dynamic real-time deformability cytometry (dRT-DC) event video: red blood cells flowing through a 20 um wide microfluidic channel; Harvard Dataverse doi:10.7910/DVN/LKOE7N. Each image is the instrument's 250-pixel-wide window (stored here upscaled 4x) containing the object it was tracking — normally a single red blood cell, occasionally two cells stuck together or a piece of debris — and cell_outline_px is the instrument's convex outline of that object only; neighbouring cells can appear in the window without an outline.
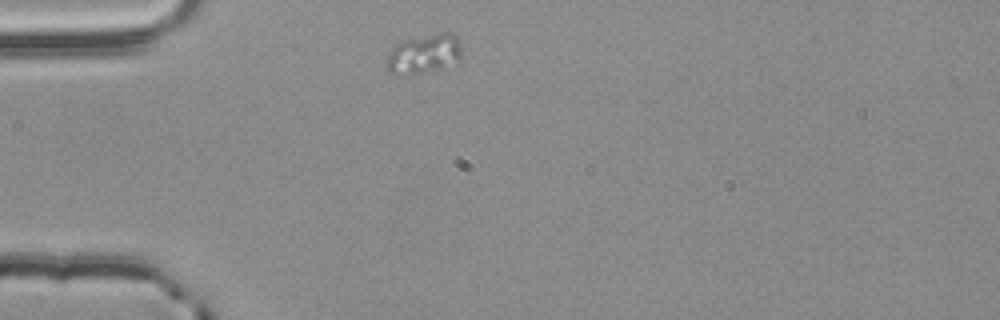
{"species": "common noctule bat (a hibernating species)", "species_latin": "Nyctalus noctula", "temperature_condition": "room temperature", "stored_images_in_passage": 1, "camera_frame_rate_fps": 3000, "um_per_image_px": 0.085, "animal": {"sex": "male", "body_mass_g": 20.4}, "frame": {"image": 1, "passage_image": 1, "time_ms": 0.0, "image_size_px": [1000, 320], "cell_outline_px": [[460, 56], [440, 68], [420, 72], [396, 76], [388, 72], [384, 68], [384, 64], [388, 52], [396, 44], [404, 40], [440, 32], [452, 32], [456, 36], [460, 44]], "centroid_in_image_um": [35.92, 4.57], "position_along_channel_um": 49.1, "area_um2": 17.05}}